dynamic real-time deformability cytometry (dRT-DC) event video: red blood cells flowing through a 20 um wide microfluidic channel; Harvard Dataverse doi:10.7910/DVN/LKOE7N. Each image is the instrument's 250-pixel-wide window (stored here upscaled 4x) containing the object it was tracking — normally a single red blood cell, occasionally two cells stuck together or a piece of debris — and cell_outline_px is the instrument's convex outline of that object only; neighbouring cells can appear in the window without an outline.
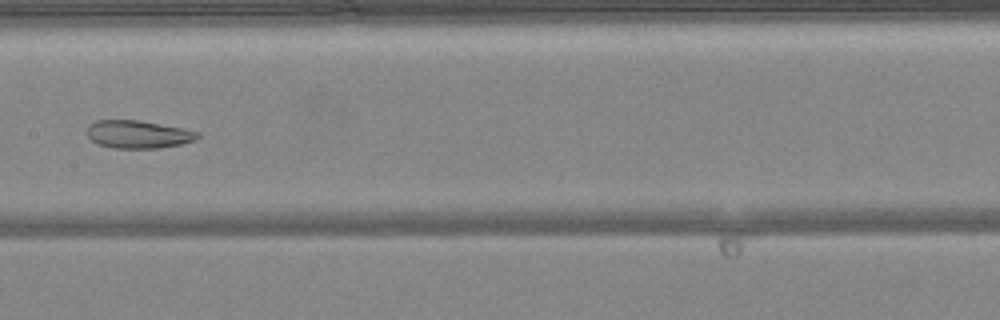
{"species": "common noctule bat (a hibernating species)", "species_latin": "Nyctalus noctula", "temperature_condition": "warm", "stored_images_in_passage": 46, "camera_frame_rate_fps": 3000, "um_per_image_px": 0.085, "animal": {"sex": "female", "body_mass_g": 24.6, "forearm_length_mm": 56.2}, "frame": {"image": 1, "passage_image": 21, "time_ms": 6.667, "image_size_px": [1000, 320], "cell_outline_px": [[200, 136], [196, 140], [180, 144], [160, 148], [112, 148], [96, 144], [88, 136], [88, 124], [96, 120], [140, 120], [184, 128], [200, 132]], "centroid_in_image_um": [11.76, 11.41], "position_along_channel_um": 195.6, "area_um2": 18.15}}
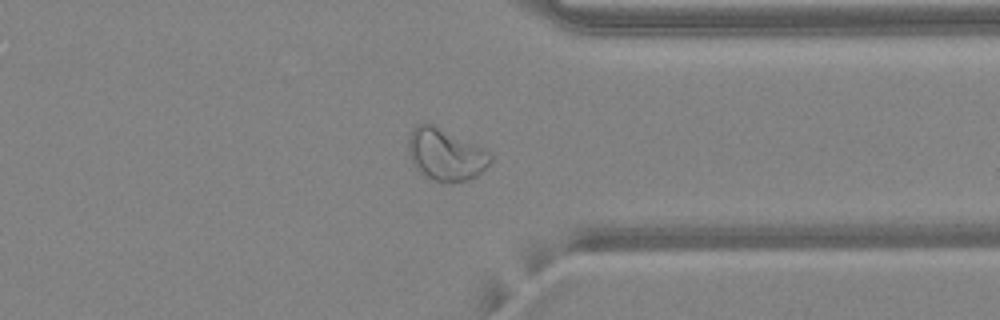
{"frame": {"image": 2, "passage_image": 34, "time_ms": 11.0, "image_size_px": [1000, 320], "cell_outline_px": [[492, 160], [476, 176], [468, 180], [432, 180], [424, 176], [412, 164], [408, 152], [408, 140], [416, 124], [432, 124], [476, 144], [484, 148], [492, 156]], "centroid_in_image_um": [37.85, 13.12], "position_along_channel_um": 373.5, "area_um2": 24.33}}
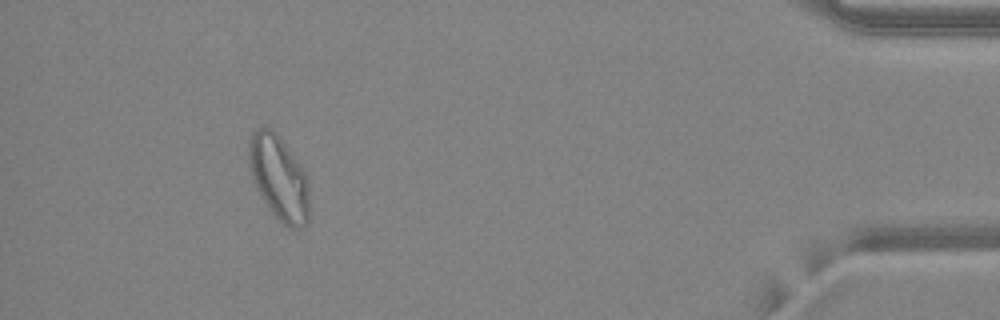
{"frame": {"image": 3, "passage_image": 41, "time_ms": 13.333, "image_size_px": [1000, 320], "cell_outline_px": [[308, 224], [304, 228], [288, 228], [272, 212], [264, 200], [252, 176], [248, 164], [248, 140], [252, 132], [256, 128], [268, 128], [276, 132], [300, 164], [308, 176]], "centroid_in_image_um": [23.72, 15.1], "position_along_channel_um": 411.5, "area_um2": 29.65}, "authors_computed_cell_mechanics": {"area_um2": 25.5187, "velocity_mm_per_s": 4.1822, "shape_relaxation_time_tau1_ms": null, "shape_relaxation_time_tau2_ms": 3.3142, "deformation_change_tau1": null, "deformation_change_tau2": 0.0761}}